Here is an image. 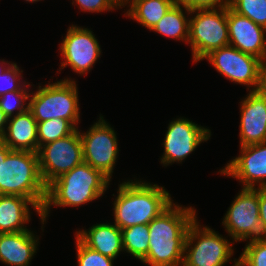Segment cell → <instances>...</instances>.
<instances>
[{
  "mask_svg": "<svg viewBox=\"0 0 266 266\" xmlns=\"http://www.w3.org/2000/svg\"><path fill=\"white\" fill-rule=\"evenodd\" d=\"M11 150L38 152V122L27 111L9 118L1 139Z\"/></svg>",
  "mask_w": 266,
  "mask_h": 266,
  "instance_id": "19",
  "label": "cell"
},
{
  "mask_svg": "<svg viewBox=\"0 0 266 266\" xmlns=\"http://www.w3.org/2000/svg\"><path fill=\"white\" fill-rule=\"evenodd\" d=\"M123 250L142 262L149 249L148 224L134 225L121 229Z\"/></svg>",
  "mask_w": 266,
  "mask_h": 266,
  "instance_id": "23",
  "label": "cell"
},
{
  "mask_svg": "<svg viewBox=\"0 0 266 266\" xmlns=\"http://www.w3.org/2000/svg\"><path fill=\"white\" fill-rule=\"evenodd\" d=\"M174 4L175 0H126L122 7H129L125 16L152 30Z\"/></svg>",
  "mask_w": 266,
  "mask_h": 266,
  "instance_id": "21",
  "label": "cell"
},
{
  "mask_svg": "<svg viewBox=\"0 0 266 266\" xmlns=\"http://www.w3.org/2000/svg\"><path fill=\"white\" fill-rule=\"evenodd\" d=\"M260 220L266 225V188H259Z\"/></svg>",
  "mask_w": 266,
  "mask_h": 266,
  "instance_id": "32",
  "label": "cell"
},
{
  "mask_svg": "<svg viewBox=\"0 0 266 266\" xmlns=\"http://www.w3.org/2000/svg\"><path fill=\"white\" fill-rule=\"evenodd\" d=\"M0 194L28 198L42 211L47 186L40 174L38 153L12 150L7 155L1 163Z\"/></svg>",
  "mask_w": 266,
  "mask_h": 266,
  "instance_id": "4",
  "label": "cell"
},
{
  "mask_svg": "<svg viewBox=\"0 0 266 266\" xmlns=\"http://www.w3.org/2000/svg\"><path fill=\"white\" fill-rule=\"evenodd\" d=\"M76 128L66 119L53 118L38 122V150L49 142L72 134Z\"/></svg>",
  "mask_w": 266,
  "mask_h": 266,
  "instance_id": "24",
  "label": "cell"
},
{
  "mask_svg": "<svg viewBox=\"0 0 266 266\" xmlns=\"http://www.w3.org/2000/svg\"><path fill=\"white\" fill-rule=\"evenodd\" d=\"M38 243L39 236L31 230L0 233V262L7 266H30Z\"/></svg>",
  "mask_w": 266,
  "mask_h": 266,
  "instance_id": "17",
  "label": "cell"
},
{
  "mask_svg": "<svg viewBox=\"0 0 266 266\" xmlns=\"http://www.w3.org/2000/svg\"><path fill=\"white\" fill-rule=\"evenodd\" d=\"M188 44L193 63L203 60L212 50L228 46L227 7L192 10Z\"/></svg>",
  "mask_w": 266,
  "mask_h": 266,
  "instance_id": "8",
  "label": "cell"
},
{
  "mask_svg": "<svg viewBox=\"0 0 266 266\" xmlns=\"http://www.w3.org/2000/svg\"><path fill=\"white\" fill-rule=\"evenodd\" d=\"M203 59L227 80L247 86L249 92L257 91L266 78V64L261 59L230 45L212 50Z\"/></svg>",
  "mask_w": 266,
  "mask_h": 266,
  "instance_id": "9",
  "label": "cell"
},
{
  "mask_svg": "<svg viewBox=\"0 0 266 266\" xmlns=\"http://www.w3.org/2000/svg\"><path fill=\"white\" fill-rule=\"evenodd\" d=\"M122 5L126 0H118Z\"/></svg>",
  "mask_w": 266,
  "mask_h": 266,
  "instance_id": "38",
  "label": "cell"
},
{
  "mask_svg": "<svg viewBox=\"0 0 266 266\" xmlns=\"http://www.w3.org/2000/svg\"><path fill=\"white\" fill-rule=\"evenodd\" d=\"M30 205V206H29ZM41 218V210L28 198L0 194V233L26 231L31 220L30 208Z\"/></svg>",
  "mask_w": 266,
  "mask_h": 266,
  "instance_id": "20",
  "label": "cell"
},
{
  "mask_svg": "<svg viewBox=\"0 0 266 266\" xmlns=\"http://www.w3.org/2000/svg\"><path fill=\"white\" fill-rule=\"evenodd\" d=\"M117 192L112 204L114 224L120 229L149 224L174 201L164 187L137 179L123 181Z\"/></svg>",
  "mask_w": 266,
  "mask_h": 266,
  "instance_id": "2",
  "label": "cell"
},
{
  "mask_svg": "<svg viewBox=\"0 0 266 266\" xmlns=\"http://www.w3.org/2000/svg\"><path fill=\"white\" fill-rule=\"evenodd\" d=\"M229 45L266 64V29L227 7Z\"/></svg>",
  "mask_w": 266,
  "mask_h": 266,
  "instance_id": "15",
  "label": "cell"
},
{
  "mask_svg": "<svg viewBox=\"0 0 266 266\" xmlns=\"http://www.w3.org/2000/svg\"><path fill=\"white\" fill-rule=\"evenodd\" d=\"M196 217L190 224L184 247L182 266H224L234 254L233 244Z\"/></svg>",
  "mask_w": 266,
  "mask_h": 266,
  "instance_id": "7",
  "label": "cell"
},
{
  "mask_svg": "<svg viewBox=\"0 0 266 266\" xmlns=\"http://www.w3.org/2000/svg\"><path fill=\"white\" fill-rule=\"evenodd\" d=\"M0 61H1L0 62V76H1L12 63L8 61H4V59Z\"/></svg>",
  "mask_w": 266,
  "mask_h": 266,
  "instance_id": "35",
  "label": "cell"
},
{
  "mask_svg": "<svg viewBox=\"0 0 266 266\" xmlns=\"http://www.w3.org/2000/svg\"><path fill=\"white\" fill-rule=\"evenodd\" d=\"M240 103V147L266 142V100L250 91Z\"/></svg>",
  "mask_w": 266,
  "mask_h": 266,
  "instance_id": "16",
  "label": "cell"
},
{
  "mask_svg": "<svg viewBox=\"0 0 266 266\" xmlns=\"http://www.w3.org/2000/svg\"><path fill=\"white\" fill-rule=\"evenodd\" d=\"M39 170L48 186L61 175L84 162L78 128L70 135L42 145L38 150Z\"/></svg>",
  "mask_w": 266,
  "mask_h": 266,
  "instance_id": "10",
  "label": "cell"
},
{
  "mask_svg": "<svg viewBox=\"0 0 266 266\" xmlns=\"http://www.w3.org/2000/svg\"><path fill=\"white\" fill-rule=\"evenodd\" d=\"M50 82L43 87L39 84L36 92H30L29 110L34 119L37 122L66 119L77 129L80 122L78 84L67 77Z\"/></svg>",
  "mask_w": 266,
  "mask_h": 266,
  "instance_id": "5",
  "label": "cell"
},
{
  "mask_svg": "<svg viewBox=\"0 0 266 266\" xmlns=\"http://www.w3.org/2000/svg\"><path fill=\"white\" fill-rule=\"evenodd\" d=\"M9 118L6 114L0 109V140L2 139L4 132L6 130V126Z\"/></svg>",
  "mask_w": 266,
  "mask_h": 266,
  "instance_id": "34",
  "label": "cell"
},
{
  "mask_svg": "<svg viewBox=\"0 0 266 266\" xmlns=\"http://www.w3.org/2000/svg\"><path fill=\"white\" fill-rule=\"evenodd\" d=\"M111 180L101 171L83 162L61 175L47 186L45 204L41 211L44 225L50 207H78L102 197Z\"/></svg>",
  "mask_w": 266,
  "mask_h": 266,
  "instance_id": "3",
  "label": "cell"
},
{
  "mask_svg": "<svg viewBox=\"0 0 266 266\" xmlns=\"http://www.w3.org/2000/svg\"><path fill=\"white\" fill-rule=\"evenodd\" d=\"M239 152L219 173L236 178L242 188H266V142L241 146Z\"/></svg>",
  "mask_w": 266,
  "mask_h": 266,
  "instance_id": "14",
  "label": "cell"
},
{
  "mask_svg": "<svg viewBox=\"0 0 266 266\" xmlns=\"http://www.w3.org/2000/svg\"><path fill=\"white\" fill-rule=\"evenodd\" d=\"M175 3L190 11L196 9H218L229 7V0H175Z\"/></svg>",
  "mask_w": 266,
  "mask_h": 266,
  "instance_id": "31",
  "label": "cell"
},
{
  "mask_svg": "<svg viewBox=\"0 0 266 266\" xmlns=\"http://www.w3.org/2000/svg\"><path fill=\"white\" fill-rule=\"evenodd\" d=\"M195 208L172 203L149 224V249L142 261L149 266H182L185 240Z\"/></svg>",
  "mask_w": 266,
  "mask_h": 266,
  "instance_id": "1",
  "label": "cell"
},
{
  "mask_svg": "<svg viewBox=\"0 0 266 266\" xmlns=\"http://www.w3.org/2000/svg\"><path fill=\"white\" fill-rule=\"evenodd\" d=\"M190 13V10L175 3L151 31L188 43Z\"/></svg>",
  "mask_w": 266,
  "mask_h": 266,
  "instance_id": "22",
  "label": "cell"
},
{
  "mask_svg": "<svg viewBox=\"0 0 266 266\" xmlns=\"http://www.w3.org/2000/svg\"><path fill=\"white\" fill-rule=\"evenodd\" d=\"M222 225L233 242L266 240V225L260 220L259 188H242L225 213Z\"/></svg>",
  "mask_w": 266,
  "mask_h": 266,
  "instance_id": "6",
  "label": "cell"
},
{
  "mask_svg": "<svg viewBox=\"0 0 266 266\" xmlns=\"http://www.w3.org/2000/svg\"><path fill=\"white\" fill-rule=\"evenodd\" d=\"M229 8L266 29V0H229Z\"/></svg>",
  "mask_w": 266,
  "mask_h": 266,
  "instance_id": "25",
  "label": "cell"
},
{
  "mask_svg": "<svg viewBox=\"0 0 266 266\" xmlns=\"http://www.w3.org/2000/svg\"><path fill=\"white\" fill-rule=\"evenodd\" d=\"M84 162L101 171L111 180L119 148L116 132L103 116L86 132H80Z\"/></svg>",
  "mask_w": 266,
  "mask_h": 266,
  "instance_id": "11",
  "label": "cell"
},
{
  "mask_svg": "<svg viewBox=\"0 0 266 266\" xmlns=\"http://www.w3.org/2000/svg\"><path fill=\"white\" fill-rule=\"evenodd\" d=\"M12 150L2 141L0 140V169H1V163H4L7 155Z\"/></svg>",
  "mask_w": 266,
  "mask_h": 266,
  "instance_id": "33",
  "label": "cell"
},
{
  "mask_svg": "<svg viewBox=\"0 0 266 266\" xmlns=\"http://www.w3.org/2000/svg\"><path fill=\"white\" fill-rule=\"evenodd\" d=\"M75 240L78 266H113L114 259L90 249L77 237Z\"/></svg>",
  "mask_w": 266,
  "mask_h": 266,
  "instance_id": "29",
  "label": "cell"
},
{
  "mask_svg": "<svg viewBox=\"0 0 266 266\" xmlns=\"http://www.w3.org/2000/svg\"><path fill=\"white\" fill-rule=\"evenodd\" d=\"M30 91H12L0 96V109L8 118L29 109ZM28 101V102H26ZM17 111L14 113V111Z\"/></svg>",
  "mask_w": 266,
  "mask_h": 266,
  "instance_id": "27",
  "label": "cell"
},
{
  "mask_svg": "<svg viewBox=\"0 0 266 266\" xmlns=\"http://www.w3.org/2000/svg\"><path fill=\"white\" fill-rule=\"evenodd\" d=\"M266 100V78L263 81L261 87L257 90Z\"/></svg>",
  "mask_w": 266,
  "mask_h": 266,
  "instance_id": "36",
  "label": "cell"
},
{
  "mask_svg": "<svg viewBox=\"0 0 266 266\" xmlns=\"http://www.w3.org/2000/svg\"><path fill=\"white\" fill-rule=\"evenodd\" d=\"M211 137L208 127H203L190 121L188 118L179 117L169 122L165 134L164 153L160 157L163 166L172 165L174 162L182 163L196 148Z\"/></svg>",
  "mask_w": 266,
  "mask_h": 266,
  "instance_id": "13",
  "label": "cell"
},
{
  "mask_svg": "<svg viewBox=\"0 0 266 266\" xmlns=\"http://www.w3.org/2000/svg\"><path fill=\"white\" fill-rule=\"evenodd\" d=\"M234 262L233 266H266V240L246 244Z\"/></svg>",
  "mask_w": 266,
  "mask_h": 266,
  "instance_id": "26",
  "label": "cell"
},
{
  "mask_svg": "<svg viewBox=\"0 0 266 266\" xmlns=\"http://www.w3.org/2000/svg\"><path fill=\"white\" fill-rule=\"evenodd\" d=\"M25 1H27V2H29V3H30V2H32V3L34 2V3H35V2H38V1H42V0H25Z\"/></svg>",
  "mask_w": 266,
  "mask_h": 266,
  "instance_id": "37",
  "label": "cell"
},
{
  "mask_svg": "<svg viewBox=\"0 0 266 266\" xmlns=\"http://www.w3.org/2000/svg\"><path fill=\"white\" fill-rule=\"evenodd\" d=\"M59 45L62 62L59 69L70 66L72 71L85 75L101 56L98 39L89 28L71 25Z\"/></svg>",
  "mask_w": 266,
  "mask_h": 266,
  "instance_id": "12",
  "label": "cell"
},
{
  "mask_svg": "<svg viewBox=\"0 0 266 266\" xmlns=\"http://www.w3.org/2000/svg\"><path fill=\"white\" fill-rule=\"evenodd\" d=\"M21 73L23 70H20L14 62L6 69L0 76V96L12 91H30L28 87L34 85L26 83L25 80L23 82Z\"/></svg>",
  "mask_w": 266,
  "mask_h": 266,
  "instance_id": "28",
  "label": "cell"
},
{
  "mask_svg": "<svg viewBox=\"0 0 266 266\" xmlns=\"http://www.w3.org/2000/svg\"><path fill=\"white\" fill-rule=\"evenodd\" d=\"M75 237L90 249L114 260L124 252L121 229L112 223H96L87 230L81 228Z\"/></svg>",
  "mask_w": 266,
  "mask_h": 266,
  "instance_id": "18",
  "label": "cell"
},
{
  "mask_svg": "<svg viewBox=\"0 0 266 266\" xmlns=\"http://www.w3.org/2000/svg\"><path fill=\"white\" fill-rule=\"evenodd\" d=\"M78 5L80 11L91 13H102L122 8L118 0H72V5Z\"/></svg>",
  "mask_w": 266,
  "mask_h": 266,
  "instance_id": "30",
  "label": "cell"
}]
</instances>
